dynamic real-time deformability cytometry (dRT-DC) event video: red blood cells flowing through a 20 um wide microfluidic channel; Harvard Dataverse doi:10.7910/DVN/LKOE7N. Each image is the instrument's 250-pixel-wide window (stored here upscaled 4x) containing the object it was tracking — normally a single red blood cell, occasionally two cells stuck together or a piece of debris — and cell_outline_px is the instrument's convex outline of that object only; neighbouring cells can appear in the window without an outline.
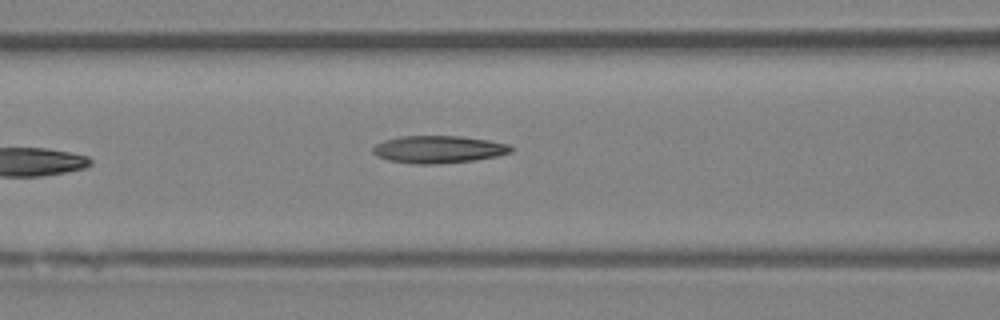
{"species": "Egyptian fruit bat (a non-hibernating species)", "species_latin": "Rousettus aegyptiacus", "temperature_condition": "room temperature", "stored_images_in_passage": 6, "camera_frame_rate_fps": 3000, "um_per_image_px": 0.085, "animal": {"sex": "female"}, "frame": {"image": 1, "passage_image": 6, "time_ms": 1.667, "image_size_px": [1000, 320], "cell_outline_px": [[512, 152], [496, 156], [476, 160], [436, 164], [412, 164], [388, 160], [376, 156], [372, 152], [372, 148], [376, 144], [384, 140], [400, 136], [460, 136], [488, 140], [508, 144], [512, 148]], "centroid_in_image_um": [37.24, 12.7], "position_along_channel_um": 129.4, "area_um2": 22.14}}